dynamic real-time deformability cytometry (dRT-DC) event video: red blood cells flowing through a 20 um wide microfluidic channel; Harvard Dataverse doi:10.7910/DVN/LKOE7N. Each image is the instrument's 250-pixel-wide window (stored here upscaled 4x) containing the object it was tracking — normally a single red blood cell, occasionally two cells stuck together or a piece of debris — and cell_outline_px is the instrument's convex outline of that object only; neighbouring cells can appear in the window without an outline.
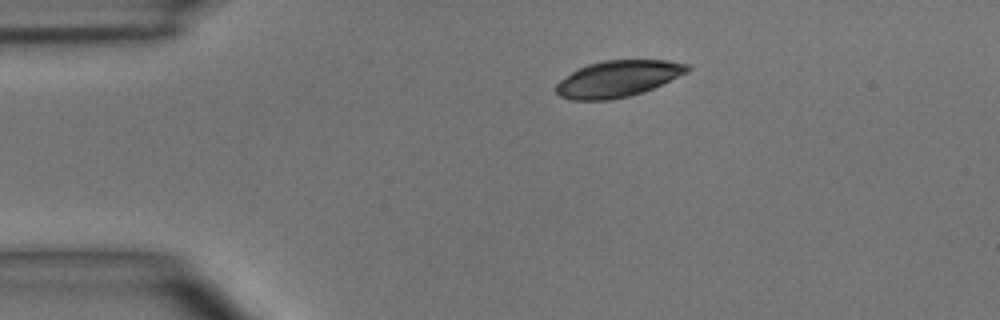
{"species": "common noctule bat (a hibernating species)", "species_latin": "Nyctalus noctula", "temperature_condition": "room temperature", "stored_images_in_passage": 2, "camera_frame_rate_fps": 3000, "um_per_image_px": 0.085, "animal": {"sex": "male", "body_mass_g": 15.6}, "frame": {"image": 1, "passage_image": 1, "time_ms": 0.0, "image_size_px": [1000, 320], "cell_outline_px": [[692, 68], [688, 72], [644, 92], [628, 96], [608, 100], [572, 100], [560, 96], [556, 92], [556, 84], [560, 80], [572, 72], [588, 64], [604, 60], [668, 60], [688, 64]], "centroid_in_image_um": [52.54, 6.69], "position_along_channel_um": 32.5, "area_um2": 27.74}}